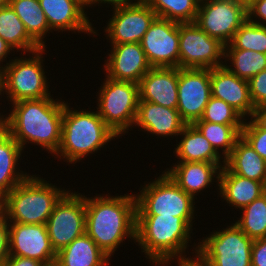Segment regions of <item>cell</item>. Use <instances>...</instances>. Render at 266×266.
<instances>
[{"label": "cell", "mask_w": 266, "mask_h": 266, "mask_svg": "<svg viewBox=\"0 0 266 266\" xmlns=\"http://www.w3.org/2000/svg\"><path fill=\"white\" fill-rule=\"evenodd\" d=\"M53 95L43 99L10 103L11 108L1 113L0 124L24 152H28L25 150L29 144L44 148L41 150L48 151L52 157L57 152L61 142L62 117L66 101L58 99V96L55 99Z\"/></svg>", "instance_id": "obj_1"}, {"label": "cell", "mask_w": 266, "mask_h": 266, "mask_svg": "<svg viewBox=\"0 0 266 266\" xmlns=\"http://www.w3.org/2000/svg\"><path fill=\"white\" fill-rule=\"evenodd\" d=\"M85 212V233L110 258L123 247L126 239L135 243L136 197L133 191L123 195H85Z\"/></svg>", "instance_id": "obj_2"}, {"label": "cell", "mask_w": 266, "mask_h": 266, "mask_svg": "<svg viewBox=\"0 0 266 266\" xmlns=\"http://www.w3.org/2000/svg\"><path fill=\"white\" fill-rule=\"evenodd\" d=\"M193 230L182 217L136 215L135 244L152 266L190 263L196 259L188 250Z\"/></svg>", "instance_id": "obj_3"}, {"label": "cell", "mask_w": 266, "mask_h": 266, "mask_svg": "<svg viewBox=\"0 0 266 266\" xmlns=\"http://www.w3.org/2000/svg\"><path fill=\"white\" fill-rule=\"evenodd\" d=\"M66 102L62 117L61 142L52 158L74 165L88 156L106 149V145L120 138L99 116L97 110L77 109ZM72 107V108H71ZM90 154V155H89Z\"/></svg>", "instance_id": "obj_4"}, {"label": "cell", "mask_w": 266, "mask_h": 266, "mask_svg": "<svg viewBox=\"0 0 266 266\" xmlns=\"http://www.w3.org/2000/svg\"><path fill=\"white\" fill-rule=\"evenodd\" d=\"M56 186L43 176L30 174L2 199L8 223L46 224L55 204L70 189Z\"/></svg>", "instance_id": "obj_5"}, {"label": "cell", "mask_w": 266, "mask_h": 266, "mask_svg": "<svg viewBox=\"0 0 266 266\" xmlns=\"http://www.w3.org/2000/svg\"><path fill=\"white\" fill-rule=\"evenodd\" d=\"M46 52V48H41L27 55L19 53V57L15 55L2 69L1 98L4 97L9 105L10 102L52 96L51 81L45 75L47 74L44 65Z\"/></svg>", "instance_id": "obj_6"}, {"label": "cell", "mask_w": 266, "mask_h": 266, "mask_svg": "<svg viewBox=\"0 0 266 266\" xmlns=\"http://www.w3.org/2000/svg\"><path fill=\"white\" fill-rule=\"evenodd\" d=\"M160 172L162 173L155 174V179L144 181V185L138 188V193L134 192L136 215L182 217L194 228L197 201L182 190L164 171Z\"/></svg>", "instance_id": "obj_7"}, {"label": "cell", "mask_w": 266, "mask_h": 266, "mask_svg": "<svg viewBox=\"0 0 266 266\" xmlns=\"http://www.w3.org/2000/svg\"><path fill=\"white\" fill-rule=\"evenodd\" d=\"M191 245L192 257L199 266H251L253 239L235 223H229ZM198 243V244H197Z\"/></svg>", "instance_id": "obj_8"}, {"label": "cell", "mask_w": 266, "mask_h": 266, "mask_svg": "<svg viewBox=\"0 0 266 266\" xmlns=\"http://www.w3.org/2000/svg\"><path fill=\"white\" fill-rule=\"evenodd\" d=\"M96 94L97 112L119 136L133 131L138 103V83L108 78L106 75ZM98 96V97H97Z\"/></svg>", "instance_id": "obj_9"}, {"label": "cell", "mask_w": 266, "mask_h": 266, "mask_svg": "<svg viewBox=\"0 0 266 266\" xmlns=\"http://www.w3.org/2000/svg\"><path fill=\"white\" fill-rule=\"evenodd\" d=\"M82 194L69 189L55 204L46 222L48 236L56 253L85 233V195Z\"/></svg>", "instance_id": "obj_10"}, {"label": "cell", "mask_w": 266, "mask_h": 266, "mask_svg": "<svg viewBox=\"0 0 266 266\" xmlns=\"http://www.w3.org/2000/svg\"><path fill=\"white\" fill-rule=\"evenodd\" d=\"M224 47L195 22L179 23V68L211 69L224 66Z\"/></svg>", "instance_id": "obj_11"}, {"label": "cell", "mask_w": 266, "mask_h": 266, "mask_svg": "<svg viewBox=\"0 0 266 266\" xmlns=\"http://www.w3.org/2000/svg\"><path fill=\"white\" fill-rule=\"evenodd\" d=\"M247 19V7L237 0H201L195 23L226 46Z\"/></svg>", "instance_id": "obj_12"}, {"label": "cell", "mask_w": 266, "mask_h": 266, "mask_svg": "<svg viewBox=\"0 0 266 266\" xmlns=\"http://www.w3.org/2000/svg\"><path fill=\"white\" fill-rule=\"evenodd\" d=\"M112 14L103 32L109 44L140 43L152 22L155 12L144 0L111 9Z\"/></svg>", "instance_id": "obj_13"}, {"label": "cell", "mask_w": 266, "mask_h": 266, "mask_svg": "<svg viewBox=\"0 0 266 266\" xmlns=\"http://www.w3.org/2000/svg\"><path fill=\"white\" fill-rule=\"evenodd\" d=\"M177 89V110L186 124H194L211 97L210 69L178 68Z\"/></svg>", "instance_id": "obj_14"}, {"label": "cell", "mask_w": 266, "mask_h": 266, "mask_svg": "<svg viewBox=\"0 0 266 266\" xmlns=\"http://www.w3.org/2000/svg\"><path fill=\"white\" fill-rule=\"evenodd\" d=\"M151 67L179 68V23L156 18L140 41Z\"/></svg>", "instance_id": "obj_15"}, {"label": "cell", "mask_w": 266, "mask_h": 266, "mask_svg": "<svg viewBox=\"0 0 266 266\" xmlns=\"http://www.w3.org/2000/svg\"><path fill=\"white\" fill-rule=\"evenodd\" d=\"M40 7L44 12L50 30L55 34L63 32L84 33L92 36L101 32L92 24V17L87 15L88 11L78 0H39ZM92 23H91V22ZM98 33V34H97Z\"/></svg>", "instance_id": "obj_16"}, {"label": "cell", "mask_w": 266, "mask_h": 266, "mask_svg": "<svg viewBox=\"0 0 266 266\" xmlns=\"http://www.w3.org/2000/svg\"><path fill=\"white\" fill-rule=\"evenodd\" d=\"M110 47L102 65V73L108 78L139 83L152 68L140 43L110 44Z\"/></svg>", "instance_id": "obj_17"}, {"label": "cell", "mask_w": 266, "mask_h": 266, "mask_svg": "<svg viewBox=\"0 0 266 266\" xmlns=\"http://www.w3.org/2000/svg\"><path fill=\"white\" fill-rule=\"evenodd\" d=\"M9 255L46 263L56 259L46 224L8 223Z\"/></svg>", "instance_id": "obj_18"}, {"label": "cell", "mask_w": 266, "mask_h": 266, "mask_svg": "<svg viewBox=\"0 0 266 266\" xmlns=\"http://www.w3.org/2000/svg\"><path fill=\"white\" fill-rule=\"evenodd\" d=\"M225 163L175 162L163 170L182 190L197 200V196L213 187L219 192V175ZM213 184V185H212Z\"/></svg>", "instance_id": "obj_19"}, {"label": "cell", "mask_w": 266, "mask_h": 266, "mask_svg": "<svg viewBox=\"0 0 266 266\" xmlns=\"http://www.w3.org/2000/svg\"><path fill=\"white\" fill-rule=\"evenodd\" d=\"M186 123L177 108H168L149 101L139 100L134 127L138 131L173 140L181 133Z\"/></svg>", "instance_id": "obj_20"}, {"label": "cell", "mask_w": 266, "mask_h": 266, "mask_svg": "<svg viewBox=\"0 0 266 266\" xmlns=\"http://www.w3.org/2000/svg\"><path fill=\"white\" fill-rule=\"evenodd\" d=\"M211 96L221 99L237 110L245 119L255 110L247 80L231 73L225 66L210 69Z\"/></svg>", "instance_id": "obj_21"}, {"label": "cell", "mask_w": 266, "mask_h": 266, "mask_svg": "<svg viewBox=\"0 0 266 266\" xmlns=\"http://www.w3.org/2000/svg\"><path fill=\"white\" fill-rule=\"evenodd\" d=\"M139 100L168 108L178 105V68L152 67L140 80Z\"/></svg>", "instance_id": "obj_22"}, {"label": "cell", "mask_w": 266, "mask_h": 266, "mask_svg": "<svg viewBox=\"0 0 266 266\" xmlns=\"http://www.w3.org/2000/svg\"><path fill=\"white\" fill-rule=\"evenodd\" d=\"M265 188L262 182L234 174L223 166L219 175L217 194L226 205L239 211L263 195Z\"/></svg>", "instance_id": "obj_23"}, {"label": "cell", "mask_w": 266, "mask_h": 266, "mask_svg": "<svg viewBox=\"0 0 266 266\" xmlns=\"http://www.w3.org/2000/svg\"><path fill=\"white\" fill-rule=\"evenodd\" d=\"M24 154L18 142L0 124V199L30 175L20 165Z\"/></svg>", "instance_id": "obj_24"}, {"label": "cell", "mask_w": 266, "mask_h": 266, "mask_svg": "<svg viewBox=\"0 0 266 266\" xmlns=\"http://www.w3.org/2000/svg\"><path fill=\"white\" fill-rule=\"evenodd\" d=\"M179 136L173 149L177 162L225 163L194 124H186Z\"/></svg>", "instance_id": "obj_25"}, {"label": "cell", "mask_w": 266, "mask_h": 266, "mask_svg": "<svg viewBox=\"0 0 266 266\" xmlns=\"http://www.w3.org/2000/svg\"><path fill=\"white\" fill-rule=\"evenodd\" d=\"M62 266H110L112 260L86 233L56 253Z\"/></svg>", "instance_id": "obj_26"}, {"label": "cell", "mask_w": 266, "mask_h": 266, "mask_svg": "<svg viewBox=\"0 0 266 266\" xmlns=\"http://www.w3.org/2000/svg\"><path fill=\"white\" fill-rule=\"evenodd\" d=\"M224 166L234 174L266 186V161L242 137L236 141Z\"/></svg>", "instance_id": "obj_27"}, {"label": "cell", "mask_w": 266, "mask_h": 266, "mask_svg": "<svg viewBox=\"0 0 266 266\" xmlns=\"http://www.w3.org/2000/svg\"><path fill=\"white\" fill-rule=\"evenodd\" d=\"M0 37L15 51L27 54L41 47L29 36L24 24L10 5L0 7Z\"/></svg>", "instance_id": "obj_28"}, {"label": "cell", "mask_w": 266, "mask_h": 266, "mask_svg": "<svg viewBox=\"0 0 266 266\" xmlns=\"http://www.w3.org/2000/svg\"><path fill=\"white\" fill-rule=\"evenodd\" d=\"M9 5L18 15L29 36L41 47L48 48L46 37L53 33L39 0H10ZM47 35V36H46Z\"/></svg>", "instance_id": "obj_29"}, {"label": "cell", "mask_w": 266, "mask_h": 266, "mask_svg": "<svg viewBox=\"0 0 266 266\" xmlns=\"http://www.w3.org/2000/svg\"><path fill=\"white\" fill-rule=\"evenodd\" d=\"M194 125L225 160L233 150L236 141L241 137V130L244 124H219L205 122L200 119Z\"/></svg>", "instance_id": "obj_30"}, {"label": "cell", "mask_w": 266, "mask_h": 266, "mask_svg": "<svg viewBox=\"0 0 266 266\" xmlns=\"http://www.w3.org/2000/svg\"><path fill=\"white\" fill-rule=\"evenodd\" d=\"M224 66L231 73L248 81L266 69V54L252 50L224 48Z\"/></svg>", "instance_id": "obj_31"}, {"label": "cell", "mask_w": 266, "mask_h": 266, "mask_svg": "<svg viewBox=\"0 0 266 266\" xmlns=\"http://www.w3.org/2000/svg\"><path fill=\"white\" fill-rule=\"evenodd\" d=\"M158 18L194 23L200 0H144Z\"/></svg>", "instance_id": "obj_32"}, {"label": "cell", "mask_w": 266, "mask_h": 266, "mask_svg": "<svg viewBox=\"0 0 266 266\" xmlns=\"http://www.w3.org/2000/svg\"><path fill=\"white\" fill-rule=\"evenodd\" d=\"M233 222L253 240L266 237V193L240 210Z\"/></svg>", "instance_id": "obj_33"}, {"label": "cell", "mask_w": 266, "mask_h": 266, "mask_svg": "<svg viewBox=\"0 0 266 266\" xmlns=\"http://www.w3.org/2000/svg\"><path fill=\"white\" fill-rule=\"evenodd\" d=\"M224 48L252 50L266 54V25L254 24L247 19Z\"/></svg>", "instance_id": "obj_34"}, {"label": "cell", "mask_w": 266, "mask_h": 266, "mask_svg": "<svg viewBox=\"0 0 266 266\" xmlns=\"http://www.w3.org/2000/svg\"><path fill=\"white\" fill-rule=\"evenodd\" d=\"M202 121L219 124H244L245 118L221 99L210 97L205 106Z\"/></svg>", "instance_id": "obj_35"}, {"label": "cell", "mask_w": 266, "mask_h": 266, "mask_svg": "<svg viewBox=\"0 0 266 266\" xmlns=\"http://www.w3.org/2000/svg\"><path fill=\"white\" fill-rule=\"evenodd\" d=\"M241 137L266 161V129L248 118L245 119Z\"/></svg>", "instance_id": "obj_36"}, {"label": "cell", "mask_w": 266, "mask_h": 266, "mask_svg": "<svg viewBox=\"0 0 266 266\" xmlns=\"http://www.w3.org/2000/svg\"><path fill=\"white\" fill-rule=\"evenodd\" d=\"M254 108L266 105V69L248 80Z\"/></svg>", "instance_id": "obj_37"}, {"label": "cell", "mask_w": 266, "mask_h": 266, "mask_svg": "<svg viewBox=\"0 0 266 266\" xmlns=\"http://www.w3.org/2000/svg\"><path fill=\"white\" fill-rule=\"evenodd\" d=\"M247 14L250 22L266 25V0H254L247 7Z\"/></svg>", "instance_id": "obj_38"}, {"label": "cell", "mask_w": 266, "mask_h": 266, "mask_svg": "<svg viewBox=\"0 0 266 266\" xmlns=\"http://www.w3.org/2000/svg\"><path fill=\"white\" fill-rule=\"evenodd\" d=\"M251 266H266V237L253 241Z\"/></svg>", "instance_id": "obj_39"}, {"label": "cell", "mask_w": 266, "mask_h": 266, "mask_svg": "<svg viewBox=\"0 0 266 266\" xmlns=\"http://www.w3.org/2000/svg\"><path fill=\"white\" fill-rule=\"evenodd\" d=\"M8 256H9V225L8 222L5 219H3L0 222V266H3Z\"/></svg>", "instance_id": "obj_40"}, {"label": "cell", "mask_w": 266, "mask_h": 266, "mask_svg": "<svg viewBox=\"0 0 266 266\" xmlns=\"http://www.w3.org/2000/svg\"><path fill=\"white\" fill-rule=\"evenodd\" d=\"M42 262L21 256L9 255L3 266H41Z\"/></svg>", "instance_id": "obj_41"}, {"label": "cell", "mask_w": 266, "mask_h": 266, "mask_svg": "<svg viewBox=\"0 0 266 266\" xmlns=\"http://www.w3.org/2000/svg\"><path fill=\"white\" fill-rule=\"evenodd\" d=\"M15 51L6 43V41H4L1 37H0V69H3L11 60H12V56L11 58L8 57L10 56V54H12L14 56ZM9 59V61L7 60ZM2 64V65H1Z\"/></svg>", "instance_id": "obj_42"}, {"label": "cell", "mask_w": 266, "mask_h": 266, "mask_svg": "<svg viewBox=\"0 0 266 266\" xmlns=\"http://www.w3.org/2000/svg\"><path fill=\"white\" fill-rule=\"evenodd\" d=\"M133 1L137 2L138 0H92V7L95 8L96 6H98V8H100L101 6L103 7L104 5V7L106 8L108 7V9L110 7L111 9L115 7H120L122 5L134 3Z\"/></svg>", "instance_id": "obj_43"}, {"label": "cell", "mask_w": 266, "mask_h": 266, "mask_svg": "<svg viewBox=\"0 0 266 266\" xmlns=\"http://www.w3.org/2000/svg\"><path fill=\"white\" fill-rule=\"evenodd\" d=\"M262 129H266V105L255 108L251 117Z\"/></svg>", "instance_id": "obj_44"}, {"label": "cell", "mask_w": 266, "mask_h": 266, "mask_svg": "<svg viewBox=\"0 0 266 266\" xmlns=\"http://www.w3.org/2000/svg\"><path fill=\"white\" fill-rule=\"evenodd\" d=\"M82 5H84L85 6V8H86V11L88 10V8H89V10H90V8H92V0H78Z\"/></svg>", "instance_id": "obj_45"}, {"label": "cell", "mask_w": 266, "mask_h": 266, "mask_svg": "<svg viewBox=\"0 0 266 266\" xmlns=\"http://www.w3.org/2000/svg\"><path fill=\"white\" fill-rule=\"evenodd\" d=\"M41 266H62L56 259L46 262V263H42Z\"/></svg>", "instance_id": "obj_46"}, {"label": "cell", "mask_w": 266, "mask_h": 266, "mask_svg": "<svg viewBox=\"0 0 266 266\" xmlns=\"http://www.w3.org/2000/svg\"><path fill=\"white\" fill-rule=\"evenodd\" d=\"M237 1L243 4L244 6L248 7L254 0H237Z\"/></svg>", "instance_id": "obj_47"}, {"label": "cell", "mask_w": 266, "mask_h": 266, "mask_svg": "<svg viewBox=\"0 0 266 266\" xmlns=\"http://www.w3.org/2000/svg\"><path fill=\"white\" fill-rule=\"evenodd\" d=\"M178 266H199L195 261L194 262H190V263H180V264H176Z\"/></svg>", "instance_id": "obj_48"}, {"label": "cell", "mask_w": 266, "mask_h": 266, "mask_svg": "<svg viewBox=\"0 0 266 266\" xmlns=\"http://www.w3.org/2000/svg\"><path fill=\"white\" fill-rule=\"evenodd\" d=\"M4 219V215H3V204L2 201L0 199V222Z\"/></svg>", "instance_id": "obj_49"}, {"label": "cell", "mask_w": 266, "mask_h": 266, "mask_svg": "<svg viewBox=\"0 0 266 266\" xmlns=\"http://www.w3.org/2000/svg\"><path fill=\"white\" fill-rule=\"evenodd\" d=\"M10 0H0V7L9 5Z\"/></svg>", "instance_id": "obj_50"}, {"label": "cell", "mask_w": 266, "mask_h": 266, "mask_svg": "<svg viewBox=\"0 0 266 266\" xmlns=\"http://www.w3.org/2000/svg\"><path fill=\"white\" fill-rule=\"evenodd\" d=\"M1 77H2V69H0V96H1ZM0 100H2V98L0 97ZM2 105V103H0V106ZM2 111H0V115H1Z\"/></svg>", "instance_id": "obj_51"}]
</instances>
